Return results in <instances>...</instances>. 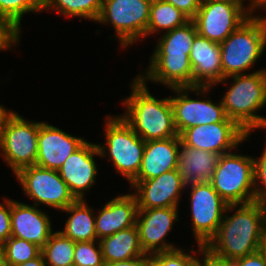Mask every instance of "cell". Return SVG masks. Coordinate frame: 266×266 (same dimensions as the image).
Here are the masks:
<instances>
[{"instance_id": "4dcf8cb0", "label": "cell", "mask_w": 266, "mask_h": 266, "mask_svg": "<svg viewBox=\"0 0 266 266\" xmlns=\"http://www.w3.org/2000/svg\"><path fill=\"white\" fill-rule=\"evenodd\" d=\"M74 265L105 266L100 242L98 240L75 242Z\"/></svg>"}, {"instance_id": "e575fe53", "label": "cell", "mask_w": 266, "mask_h": 266, "mask_svg": "<svg viewBox=\"0 0 266 266\" xmlns=\"http://www.w3.org/2000/svg\"><path fill=\"white\" fill-rule=\"evenodd\" d=\"M193 20L201 6L202 0H164Z\"/></svg>"}, {"instance_id": "74e56055", "label": "cell", "mask_w": 266, "mask_h": 266, "mask_svg": "<svg viewBox=\"0 0 266 266\" xmlns=\"http://www.w3.org/2000/svg\"><path fill=\"white\" fill-rule=\"evenodd\" d=\"M150 262H151V256L145 255L126 261L105 263V266H149Z\"/></svg>"}, {"instance_id": "7bdbcfd3", "label": "cell", "mask_w": 266, "mask_h": 266, "mask_svg": "<svg viewBox=\"0 0 266 266\" xmlns=\"http://www.w3.org/2000/svg\"><path fill=\"white\" fill-rule=\"evenodd\" d=\"M207 266H231L230 264L226 263H220L213 260L208 254H207Z\"/></svg>"}, {"instance_id": "8992f818", "label": "cell", "mask_w": 266, "mask_h": 266, "mask_svg": "<svg viewBox=\"0 0 266 266\" xmlns=\"http://www.w3.org/2000/svg\"><path fill=\"white\" fill-rule=\"evenodd\" d=\"M108 115L105 125V144H97L101 157L111 160L117 173L129 183L138 175L145 148V141L120 115ZM102 145V146H101Z\"/></svg>"}, {"instance_id": "f6af8a7d", "label": "cell", "mask_w": 266, "mask_h": 266, "mask_svg": "<svg viewBox=\"0 0 266 266\" xmlns=\"http://www.w3.org/2000/svg\"><path fill=\"white\" fill-rule=\"evenodd\" d=\"M259 251L263 254L264 258L266 259V233L262 239V242L260 244Z\"/></svg>"}, {"instance_id": "9a60e30c", "label": "cell", "mask_w": 266, "mask_h": 266, "mask_svg": "<svg viewBox=\"0 0 266 266\" xmlns=\"http://www.w3.org/2000/svg\"><path fill=\"white\" fill-rule=\"evenodd\" d=\"M178 207L138 209L136 226L141 247L146 255L178 249L165 241V237L179 221Z\"/></svg>"}, {"instance_id": "bcb514c9", "label": "cell", "mask_w": 266, "mask_h": 266, "mask_svg": "<svg viewBox=\"0 0 266 266\" xmlns=\"http://www.w3.org/2000/svg\"><path fill=\"white\" fill-rule=\"evenodd\" d=\"M253 2L260 8L266 10V0H253Z\"/></svg>"}, {"instance_id": "7a4b0ae2", "label": "cell", "mask_w": 266, "mask_h": 266, "mask_svg": "<svg viewBox=\"0 0 266 266\" xmlns=\"http://www.w3.org/2000/svg\"><path fill=\"white\" fill-rule=\"evenodd\" d=\"M197 33L193 20L169 32H164L156 43L147 71L143 75L136 76L145 84L147 81H152L168 86L170 89L193 87L189 53Z\"/></svg>"}, {"instance_id": "4316f807", "label": "cell", "mask_w": 266, "mask_h": 266, "mask_svg": "<svg viewBox=\"0 0 266 266\" xmlns=\"http://www.w3.org/2000/svg\"><path fill=\"white\" fill-rule=\"evenodd\" d=\"M103 0H43V10H56L64 17H81L96 22Z\"/></svg>"}, {"instance_id": "60d3db41", "label": "cell", "mask_w": 266, "mask_h": 266, "mask_svg": "<svg viewBox=\"0 0 266 266\" xmlns=\"http://www.w3.org/2000/svg\"><path fill=\"white\" fill-rule=\"evenodd\" d=\"M199 255L202 254V260L197 258L190 266H207V253L205 252L204 246L198 245Z\"/></svg>"}, {"instance_id": "ffe728a7", "label": "cell", "mask_w": 266, "mask_h": 266, "mask_svg": "<svg viewBox=\"0 0 266 266\" xmlns=\"http://www.w3.org/2000/svg\"><path fill=\"white\" fill-rule=\"evenodd\" d=\"M51 220L36 205L11 200V236L24 239L43 248L52 231Z\"/></svg>"}, {"instance_id": "d6a6232c", "label": "cell", "mask_w": 266, "mask_h": 266, "mask_svg": "<svg viewBox=\"0 0 266 266\" xmlns=\"http://www.w3.org/2000/svg\"><path fill=\"white\" fill-rule=\"evenodd\" d=\"M260 156L254 158V199L263 205L266 202V145Z\"/></svg>"}, {"instance_id": "c3c4849f", "label": "cell", "mask_w": 266, "mask_h": 266, "mask_svg": "<svg viewBox=\"0 0 266 266\" xmlns=\"http://www.w3.org/2000/svg\"><path fill=\"white\" fill-rule=\"evenodd\" d=\"M263 206H264L265 213H266V202L263 204Z\"/></svg>"}, {"instance_id": "603a6c76", "label": "cell", "mask_w": 266, "mask_h": 266, "mask_svg": "<svg viewBox=\"0 0 266 266\" xmlns=\"http://www.w3.org/2000/svg\"><path fill=\"white\" fill-rule=\"evenodd\" d=\"M221 155L205 150L179 145L177 170L184 181V186L211 182L213 173Z\"/></svg>"}, {"instance_id": "9c48e42d", "label": "cell", "mask_w": 266, "mask_h": 266, "mask_svg": "<svg viewBox=\"0 0 266 266\" xmlns=\"http://www.w3.org/2000/svg\"><path fill=\"white\" fill-rule=\"evenodd\" d=\"M152 0H103L96 23L112 24L125 49L140 38H145Z\"/></svg>"}, {"instance_id": "83f0119b", "label": "cell", "mask_w": 266, "mask_h": 266, "mask_svg": "<svg viewBox=\"0 0 266 266\" xmlns=\"http://www.w3.org/2000/svg\"><path fill=\"white\" fill-rule=\"evenodd\" d=\"M75 242L60 231L51 234L47 244L41 249L46 266H68L74 264Z\"/></svg>"}, {"instance_id": "3957f363", "label": "cell", "mask_w": 266, "mask_h": 266, "mask_svg": "<svg viewBox=\"0 0 266 266\" xmlns=\"http://www.w3.org/2000/svg\"><path fill=\"white\" fill-rule=\"evenodd\" d=\"M131 95L122 103L127 109L121 116L144 141L179 136L174 125L170 97L158 99L138 77L132 80Z\"/></svg>"}, {"instance_id": "f35d334b", "label": "cell", "mask_w": 266, "mask_h": 266, "mask_svg": "<svg viewBox=\"0 0 266 266\" xmlns=\"http://www.w3.org/2000/svg\"><path fill=\"white\" fill-rule=\"evenodd\" d=\"M217 1H224V2H229L234 5H237L241 7L249 16H254L253 13L258 9H260L254 2L253 0H249V6L245 7V0H217Z\"/></svg>"}, {"instance_id": "ac0fdd59", "label": "cell", "mask_w": 266, "mask_h": 266, "mask_svg": "<svg viewBox=\"0 0 266 266\" xmlns=\"http://www.w3.org/2000/svg\"><path fill=\"white\" fill-rule=\"evenodd\" d=\"M86 141L51 124L41 122L35 165L58 171L66 159Z\"/></svg>"}, {"instance_id": "6da1fadb", "label": "cell", "mask_w": 266, "mask_h": 266, "mask_svg": "<svg viewBox=\"0 0 266 266\" xmlns=\"http://www.w3.org/2000/svg\"><path fill=\"white\" fill-rule=\"evenodd\" d=\"M231 210L236 212L228 216ZM225 212L216 235L204 248L216 262L229 264L259 251L266 233V213L264 206L255 201L228 204Z\"/></svg>"}, {"instance_id": "d590c367", "label": "cell", "mask_w": 266, "mask_h": 266, "mask_svg": "<svg viewBox=\"0 0 266 266\" xmlns=\"http://www.w3.org/2000/svg\"><path fill=\"white\" fill-rule=\"evenodd\" d=\"M21 38L0 19V51L11 49Z\"/></svg>"}, {"instance_id": "1f68e13d", "label": "cell", "mask_w": 266, "mask_h": 266, "mask_svg": "<svg viewBox=\"0 0 266 266\" xmlns=\"http://www.w3.org/2000/svg\"><path fill=\"white\" fill-rule=\"evenodd\" d=\"M185 253L181 248L172 251L159 252L151 255V261L156 266H190L197 258Z\"/></svg>"}, {"instance_id": "b9f144b4", "label": "cell", "mask_w": 266, "mask_h": 266, "mask_svg": "<svg viewBox=\"0 0 266 266\" xmlns=\"http://www.w3.org/2000/svg\"><path fill=\"white\" fill-rule=\"evenodd\" d=\"M13 111L7 110L3 105H0V132L4 126V123L7 119V117L12 113Z\"/></svg>"}, {"instance_id": "e0dca14e", "label": "cell", "mask_w": 266, "mask_h": 266, "mask_svg": "<svg viewBox=\"0 0 266 266\" xmlns=\"http://www.w3.org/2000/svg\"><path fill=\"white\" fill-rule=\"evenodd\" d=\"M95 156H101L96 143L86 141L58 169V173L74 197L85 199V191L96 182L98 173Z\"/></svg>"}, {"instance_id": "836d02e7", "label": "cell", "mask_w": 266, "mask_h": 266, "mask_svg": "<svg viewBox=\"0 0 266 266\" xmlns=\"http://www.w3.org/2000/svg\"><path fill=\"white\" fill-rule=\"evenodd\" d=\"M4 200L0 203V244L11 237V200L8 198Z\"/></svg>"}, {"instance_id": "ab89813d", "label": "cell", "mask_w": 266, "mask_h": 266, "mask_svg": "<svg viewBox=\"0 0 266 266\" xmlns=\"http://www.w3.org/2000/svg\"><path fill=\"white\" fill-rule=\"evenodd\" d=\"M16 266H46L42 253L37 257Z\"/></svg>"}, {"instance_id": "2e32d148", "label": "cell", "mask_w": 266, "mask_h": 266, "mask_svg": "<svg viewBox=\"0 0 266 266\" xmlns=\"http://www.w3.org/2000/svg\"><path fill=\"white\" fill-rule=\"evenodd\" d=\"M129 184L131 189L134 188L138 209L178 207L180 195L185 190L184 181L177 169L148 180L131 181Z\"/></svg>"}, {"instance_id": "ba28073f", "label": "cell", "mask_w": 266, "mask_h": 266, "mask_svg": "<svg viewBox=\"0 0 266 266\" xmlns=\"http://www.w3.org/2000/svg\"><path fill=\"white\" fill-rule=\"evenodd\" d=\"M40 126L41 122L28 121L16 112L7 117L0 132V154L15 174L35 165Z\"/></svg>"}, {"instance_id": "7dc6e473", "label": "cell", "mask_w": 266, "mask_h": 266, "mask_svg": "<svg viewBox=\"0 0 266 266\" xmlns=\"http://www.w3.org/2000/svg\"><path fill=\"white\" fill-rule=\"evenodd\" d=\"M149 266H156V265L151 261Z\"/></svg>"}, {"instance_id": "f546056e", "label": "cell", "mask_w": 266, "mask_h": 266, "mask_svg": "<svg viewBox=\"0 0 266 266\" xmlns=\"http://www.w3.org/2000/svg\"><path fill=\"white\" fill-rule=\"evenodd\" d=\"M8 266H16L37 257L41 248L17 237H10L2 244Z\"/></svg>"}, {"instance_id": "8d00e7d4", "label": "cell", "mask_w": 266, "mask_h": 266, "mask_svg": "<svg viewBox=\"0 0 266 266\" xmlns=\"http://www.w3.org/2000/svg\"><path fill=\"white\" fill-rule=\"evenodd\" d=\"M231 266H266V259L260 251L246 255L229 263Z\"/></svg>"}, {"instance_id": "4fadbf2b", "label": "cell", "mask_w": 266, "mask_h": 266, "mask_svg": "<svg viewBox=\"0 0 266 266\" xmlns=\"http://www.w3.org/2000/svg\"><path fill=\"white\" fill-rule=\"evenodd\" d=\"M250 16L239 6L217 0H202L193 19L198 33L211 41L222 43Z\"/></svg>"}, {"instance_id": "30bf717a", "label": "cell", "mask_w": 266, "mask_h": 266, "mask_svg": "<svg viewBox=\"0 0 266 266\" xmlns=\"http://www.w3.org/2000/svg\"><path fill=\"white\" fill-rule=\"evenodd\" d=\"M14 175L19 180L24 195L33 199L37 207L43 204L63 211L77 200L57 170L33 165Z\"/></svg>"}, {"instance_id": "8fae6325", "label": "cell", "mask_w": 266, "mask_h": 266, "mask_svg": "<svg viewBox=\"0 0 266 266\" xmlns=\"http://www.w3.org/2000/svg\"><path fill=\"white\" fill-rule=\"evenodd\" d=\"M211 88L212 87L171 88L174 93H177V96L170 97V102L173 110L174 125L179 135L185 129L197 125L235 122L226 116L222 101L216 104L213 103L212 100H209V98L197 100L189 96V93H192V91L196 93V95L200 93H202L200 95H206Z\"/></svg>"}, {"instance_id": "277c9868", "label": "cell", "mask_w": 266, "mask_h": 266, "mask_svg": "<svg viewBox=\"0 0 266 266\" xmlns=\"http://www.w3.org/2000/svg\"><path fill=\"white\" fill-rule=\"evenodd\" d=\"M229 78L234 82L221 99L226 116L248 134L256 128H266V117L257 113L266 106V69L229 76L219 83L224 84Z\"/></svg>"}, {"instance_id": "d6986e66", "label": "cell", "mask_w": 266, "mask_h": 266, "mask_svg": "<svg viewBox=\"0 0 266 266\" xmlns=\"http://www.w3.org/2000/svg\"><path fill=\"white\" fill-rule=\"evenodd\" d=\"M193 87H213L223 80L220 43L196 34L189 53Z\"/></svg>"}, {"instance_id": "7402d4cb", "label": "cell", "mask_w": 266, "mask_h": 266, "mask_svg": "<svg viewBox=\"0 0 266 266\" xmlns=\"http://www.w3.org/2000/svg\"><path fill=\"white\" fill-rule=\"evenodd\" d=\"M180 144L179 136L145 141L141 168L132 181L148 180L177 169Z\"/></svg>"}, {"instance_id": "7c38bea8", "label": "cell", "mask_w": 266, "mask_h": 266, "mask_svg": "<svg viewBox=\"0 0 266 266\" xmlns=\"http://www.w3.org/2000/svg\"><path fill=\"white\" fill-rule=\"evenodd\" d=\"M189 190L193 236L197 246L205 247L216 235L228 203L210 182L193 185Z\"/></svg>"}, {"instance_id": "44dd1931", "label": "cell", "mask_w": 266, "mask_h": 266, "mask_svg": "<svg viewBox=\"0 0 266 266\" xmlns=\"http://www.w3.org/2000/svg\"><path fill=\"white\" fill-rule=\"evenodd\" d=\"M138 206L134 193L119 195L99 210L95 215V230L97 240L135 226Z\"/></svg>"}, {"instance_id": "52a82bcc", "label": "cell", "mask_w": 266, "mask_h": 266, "mask_svg": "<svg viewBox=\"0 0 266 266\" xmlns=\"http://www.w3.org/2000/svg\"><path fill=\"white\" fill-rule=\"evenodd\" d=\"M210 183L228 204L254 202V158L234 152L222 154Z\"/></svg>"}, {"instance_id": "f1b7e54d", "label": "cell", "mask_w": 266, "mask_h": 266, "mask_svg": "<svg viewBox=\"0 0 266 266\" xmlns=\"http://www.w3.org/2000/svg\"><path fill=\"white\" fill-rule=\"evenodd\" d=\"M42 10L43 0H0V19L19 37L22 17Z\"/></svg>"}, {"instance_id": "484cf974", "label": "cell", "mask_w": 266, "mask_h": 266, "mask_svg": "<svg viewBox=\"0 0 266 266\" xmlns=\"http://www.w3.org/2000/svg\"><path fill=\"white\" fill-rule=\"evenodd\" d=\"M189 21L190 19L171 3L164 0H152L145 38L160 32V30L169 32Z\"/></svg>"}, {"instance_id": "5b68a950", "label": "cell", "mask_w": 266, "mask_h": 266, "mask_svg": "<svg viewBox=\"0 0 266 266\" xmlns=\"http://www.w3.org/2000/svg\"><path fill=\"white\" fill-rule=\"evenodd\" d=\"M266 47V16H250L222 43L223 79L246 74L262 56Z\"/></svg>"}, {"instance_id": "ee69618b", "label": "cell", "mask_w": 266, "mask_h": 266, "mask_svg": "<svg viewBox=\"0 0 266 266\" xmlns=\"http://www.w3.org/2000/svg\"><path fill=\"white\" fill-rule=\"evenodd\" d=\"M0 266H8L2 244H0Z\"/></svg>"}, {"instance_id": "d4e9b609", "label": "cell", "mask_w": 266, "mask_h": 266, "mask_svg": "<svg viewBox=\"0 0 266 266\" xmlns=\"http://www.w3.org/2000/svg\"><path fill=\"white\" fill-rule=\"evenodd\" d=\"M63 211L70 213L64 230L60 231L65 237L74 242L97 240L94 210L85 199L76 200Z\"/></svg>"}, {"instance_id": "cb8c5ba5", "label": "cell", "mask_w": 266, "mask_h": 266, "mask_svg": "<svg viewBox=\"0 0 266 266\" xmlns=\"http://www.w3.org/2000/svg\"><path fill=\"white\" fill-rule=\"evenodd\" d=\"M104 263L126 261L145 256L137 226H132L99 240Z\"/></svg>"}, {"instance_id": "5bb4252c", "label": "cell", "mask_w": 266, "mask_h": 266, "mask_svg": "<svg viewBox=\"0 0 266 266\" xmlns=\"http://www.w3.org/2000/svg\"><path fill=\"white\" fill-rule=\"evenodd\" d=\"M250 135L236 122H218L185 129L179 137L186 146L222 155L234 151Z\"/></svg>"}]
</instances>
